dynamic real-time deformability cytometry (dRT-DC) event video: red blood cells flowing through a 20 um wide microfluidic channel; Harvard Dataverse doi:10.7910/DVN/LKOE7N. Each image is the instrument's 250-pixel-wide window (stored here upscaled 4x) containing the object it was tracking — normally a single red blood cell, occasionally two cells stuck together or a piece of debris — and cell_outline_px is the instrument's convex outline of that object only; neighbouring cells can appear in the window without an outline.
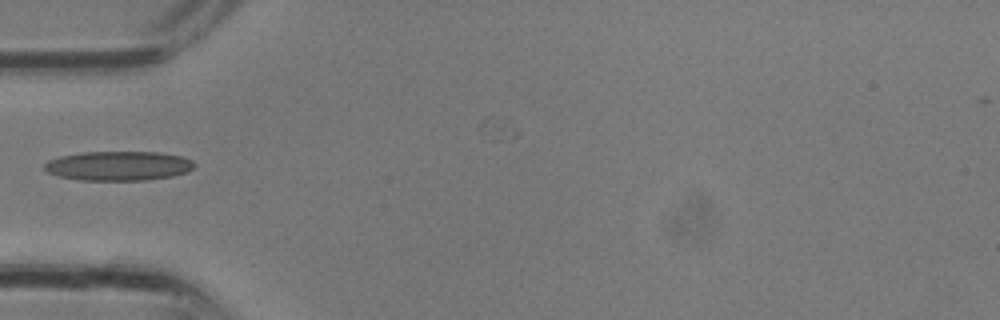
{"species": "common noctule bat (a hibernating species)", "species_latin": "Nyctalus noctula", "temperature_condition": "room temperature", "stored_images_in_passage": 3, "camera_frame_rate_fps": 3000, "um_per_image_px": 0.085, "animal": {"sex": "male", "body_mass_g": 13.3}, "frame": {"image": 1, "passage_image": 1, "time_ms": 0.0, "image_size_px": [1000, 320], "cell_outline_px": [[196, 164], [188, 172], [172, 176], [144, 180], [80, 180], [60, 176], [48, 172], [44, 168], [44, 164], [48, 160], [60, 156], [84, 152], [160, 152], [184, 156], [192, 160]], "centroid_in_image_um": [10.11, 14.09], "position_along_channel_um": 74.9, "area_um2": 25.72}}